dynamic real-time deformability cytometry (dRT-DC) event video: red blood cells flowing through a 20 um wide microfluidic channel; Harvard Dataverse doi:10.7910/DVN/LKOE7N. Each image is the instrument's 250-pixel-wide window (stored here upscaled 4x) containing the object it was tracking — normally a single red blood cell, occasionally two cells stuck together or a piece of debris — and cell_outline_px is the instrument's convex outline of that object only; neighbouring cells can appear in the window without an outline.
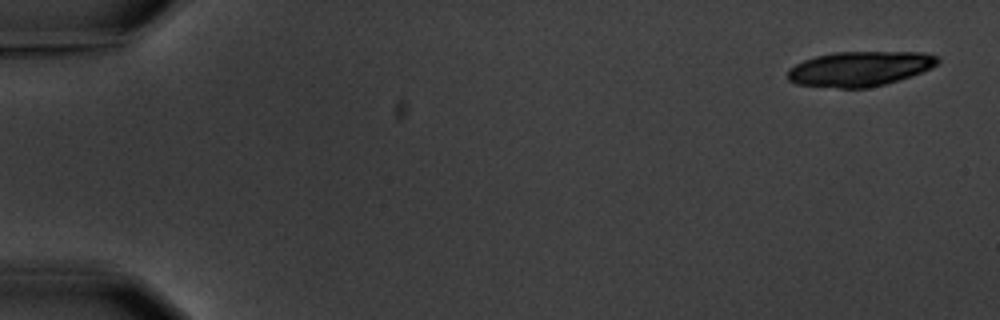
{"species": "common noctule bat (a hibernating species)", "species_latin": "Nyctalus noctula", "temperature_condition": "warm", "stored_images_in_passage": 7, "camera_frame_rate_fps": 3000, "um_per_image_px": 0.085, "animal": {"sex": "male", "body_mass_g": 20.1, "forearm_length_mm": 53.5}, "frame": {"image": 1, "passage_image": 1, "time_ms": 0.0, "image_size_px": [1000, 320], "cell_outline_px": [[940, 60], [936, 64], [912, 76], [884, 84], [868, 88], [840, 88], [796, 84], [788, 80], [784, 76], [788, 68], [804, 60], [816, 56], [832, 52], [924, 52], [940, 56]], "centroid_in_image_um": [73.03, 5.84], "position_along_channel_um": 12.0, "area_um2": 30.63}}
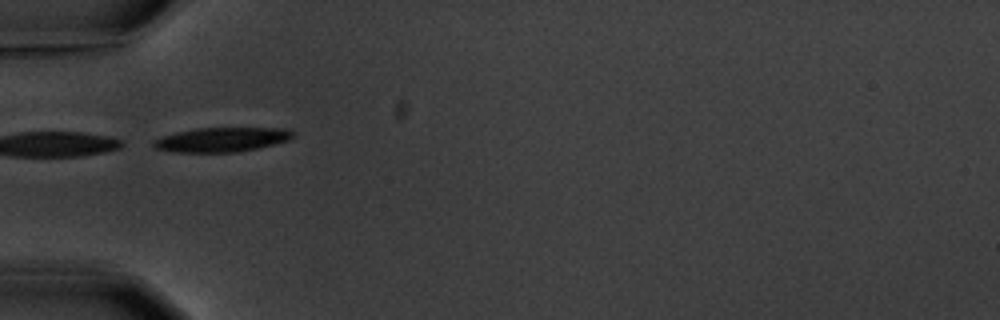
{"frame": {"image": 2, "passage_image": 5, "time_ms": 5.667, "image_size_px": [1000, 320], "cell_outline_px": [[292, 136], [288, 140], [240, 152], [172, 152], [156, 148], [152, 144], [152, 140], [176, 132], [196, 128], [284, 128], [292, 132]], "centroid_in_image_um": [18.79, 11.87], "position_along_channel_um": 66.2, "area_um2": 19.59}}